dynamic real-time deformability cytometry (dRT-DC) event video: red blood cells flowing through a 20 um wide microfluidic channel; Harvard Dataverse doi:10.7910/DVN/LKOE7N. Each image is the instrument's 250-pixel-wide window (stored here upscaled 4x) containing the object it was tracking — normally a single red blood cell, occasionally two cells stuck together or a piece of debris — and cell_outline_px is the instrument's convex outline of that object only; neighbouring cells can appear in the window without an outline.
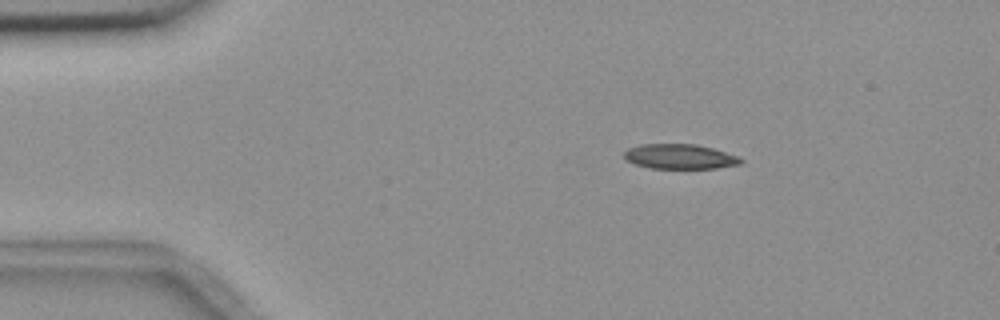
{"species": "common noctule bat (a hibernating species)", "species_latin": "Nyctalus noctula", "temperature_condition": "room temperature", "stored_images_in_passage": 2, "camera_frame_rate_fps": 3000, "um_per_image_px": 0.085, "animal": {"sex": "female", "body_mass_g": 18.4}, "frame": {"image": 1, "passage_image": 1, "time_ms": 0.0, "image_size_px": [1000, 320], "cell_outline_px": [[744, 160], [740, 164], [716, 168], [648, 168], [636, 164], [628, 160], [624, 156], [624, 152], [628, 148], [640, 144], [696, 144], [712, 148], [740, 156]], "centroid_in_image_um": [57.81, 13.3], "position_along_channel_um": 27.2, "area_um2": 16.88}}